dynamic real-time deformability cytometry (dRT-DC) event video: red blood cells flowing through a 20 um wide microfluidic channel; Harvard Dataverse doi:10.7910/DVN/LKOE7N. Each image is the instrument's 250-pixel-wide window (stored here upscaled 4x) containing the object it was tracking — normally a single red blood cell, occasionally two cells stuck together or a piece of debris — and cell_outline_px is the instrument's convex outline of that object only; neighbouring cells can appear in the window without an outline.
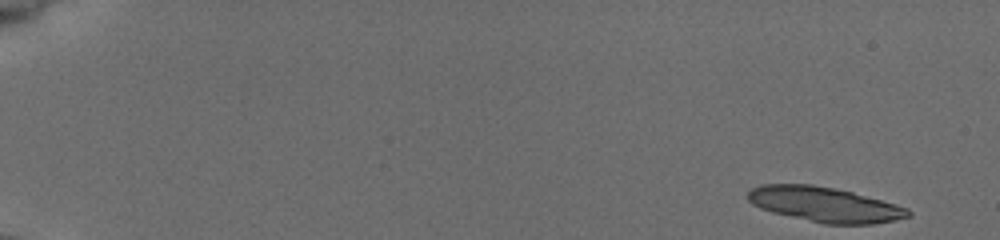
{"species": "common noctule bat (a hibernating species)", "species_latin": "Nyctalus noctula", "temperature_condition": "cold", "stored_images_in_passage": 45, "camera_frame_rate_fps": 3000, "um_per_image_px": 0.085, "animal": {"sex": "female", "body_mass_g": 19.5, "forearm_length_mm": 54.1}, "frame": {"image": 1, "passage_image": 1, "time_ms": 0.0, "image_size_px": [1000, 240], "cell_outline_px": [[912, 216], [896, 220], [872, 224], [824, 224], [772, 212], [760, 208], [752, 204], [748, 200], [748, 192], [752, 188], [760, 184], [812, 184], [852, 192], [896, 204], [908, 208], [912, 212]], "centroid_in_image_um": [70.11, 17.38], "position_along_channel_um": 14.9, "area_um2": 32.66}}
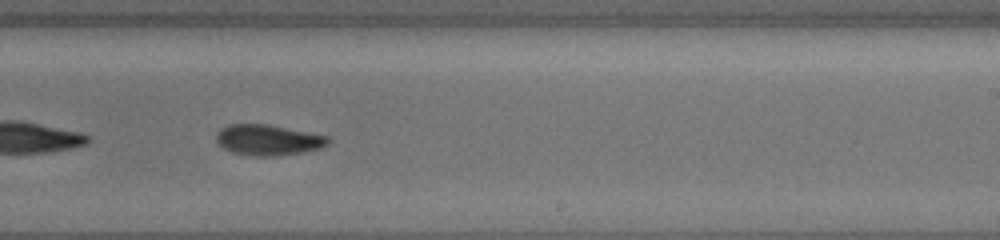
{"frame": {"image": 2, "passage_image": 30, "time_ms": 9.667, "image_size_px": [1000, 240], "cell_outline_px": [[332, 140], [328, 144], [320, 148], [304, 152], [276, 156], [256, 156], [232, 152], [216, 144], [216, 132], [220, 128], [228, 124], [268, 124], [328, 136]], "centroid_in_image_um": [22.77, 11.89], "position_along_channel_um": 266.2, "area_um2": 20.17}}
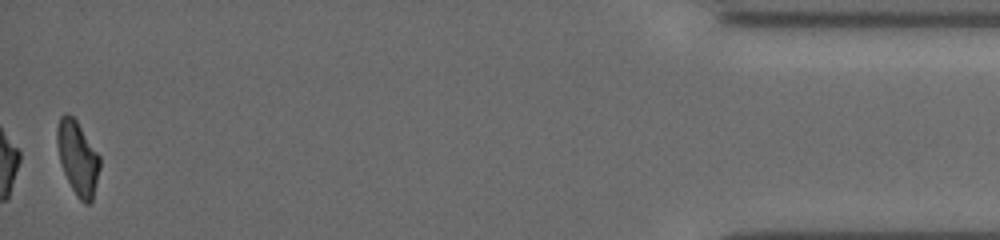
{"frame": {"image": 3, "passage_image": 45, "time_ms": 14.667, "image_size_px": [1000, 240], "cell_outline_px": [[100, 168], [92, 200], [88, 204], [84, 204], [76, 196], [64, 172], [60, 160], [56, 144], [56, 128], [60, 116], [64, 112], [68, 112], [76, 120], [100, 156]], "centroid_in_image_um": [6.59, 13.39], "position_along_channel_um": 428.6, "area_um2": 18.38}, "authors_computed_cell_mechanics": {"area_um2": 20.5768, "velocity_mm_per_s": 3.9063, "shape_relaxation_time_tau1_ms": 7.1336, "shape_relaxation_time_tau2_ms": 4.9496, "deformation_change_tau1": 0.185, "deformation_change_tau2": 0.1112}}